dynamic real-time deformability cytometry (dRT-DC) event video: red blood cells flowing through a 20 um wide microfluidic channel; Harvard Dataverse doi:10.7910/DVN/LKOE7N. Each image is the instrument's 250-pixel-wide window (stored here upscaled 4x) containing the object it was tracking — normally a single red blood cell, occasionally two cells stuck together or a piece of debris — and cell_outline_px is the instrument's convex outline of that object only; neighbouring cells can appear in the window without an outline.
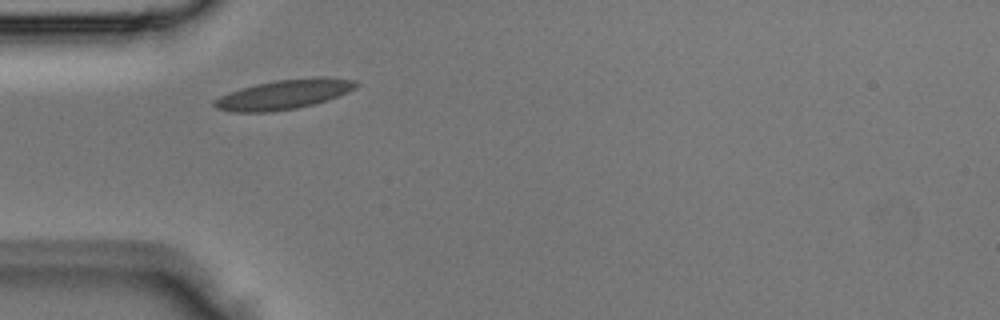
{"species": "Egyptian fruit bat (a non-hibernating species)", "species_latin": "Rousettus aegyptiacus", "temperature_condition": "room temperature", "stored_images_in_passage": 1, "camera_frame_rate_fps": 3000, "um_per_image_px": 0.085, "animal": {"sex": "male"}, "frame": {"image": 1, "passage_image": 1, "time_ms": 0.0, "image_size_px": [1000, 320], "cell_outline_px": [[360, 84], [356, 88], [336, 96], [312, 104], [296, 108], [268, 112], [232, 112], [216, 108], [212, 104], [212, 100], [220, 96], [240, 88], [256, 84], [276, 80], [320, 76], [324, 76], [356, 80]], "centroid_in_image_um": [24.11, 8.01], "position_along_channel_um": 60.9, "area_um2": 24.39}}